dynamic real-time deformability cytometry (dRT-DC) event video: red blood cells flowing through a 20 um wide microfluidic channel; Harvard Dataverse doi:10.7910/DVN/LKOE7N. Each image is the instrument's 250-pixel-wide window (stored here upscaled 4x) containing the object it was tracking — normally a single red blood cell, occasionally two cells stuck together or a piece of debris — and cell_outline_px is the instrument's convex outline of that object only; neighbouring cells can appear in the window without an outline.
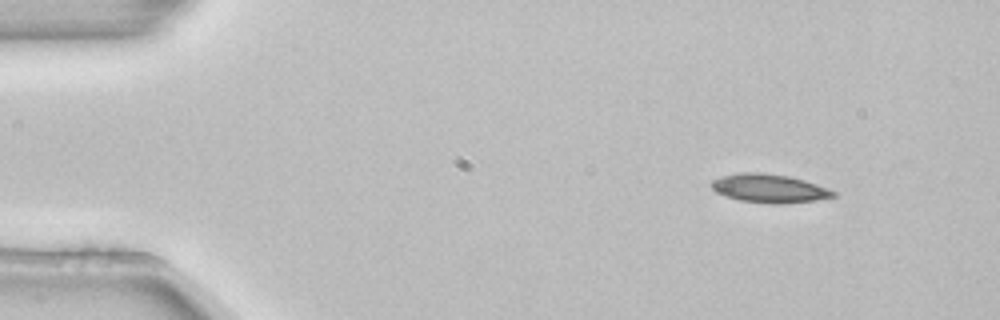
{"species": "common noctule bat (a hibernating species)", "species_latin": "Nyctalus noctula", "temperature_condition": "room temperature", "stored_images_in_passage": 6, "camera_frame_rate_fps": 3000, "um_per_image_px": 0.085, "animal": {"sex": "female", "body_mass_g": 22.7, "forearm_length_mm": 54.2}, "frame": {"image": 1, "passage_image": 1, "time_ms": 0.0, "image_size_px": [1000, 320], "cell_outline_px": [[836, 196], [816, 200], [780, 204], [776, 204], [740, 200], [724, 196], [716, 192], [708, 184], [712, 180], [720, 176], [740, 172], [760, 172], [788, 176], [804, 180], [828, 188], [836, 192]], "centroid_in_image_um": [65.34, 16.0], "position_along_channel_um": 19.7, "area_um2": 20.35}}
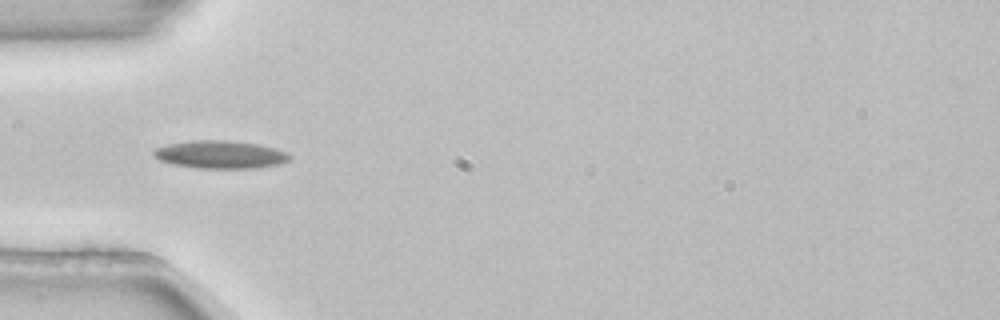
{"frame": {"image": 2, "passage_image": 4, "time_ms": 1.0, "image_size_px": [1000, 320], "cell_outline_px": [[292, 156], [288, 160], [280, 164], [256, 168], [196, 168], [172, 164], [160, 160], [152, 156], [152, 152], [156, 148], [168, 144], [192, 140], [228, 140], [260, 144], [276, 148], [288, 152]], "centroid_in_image_um": [18.74, 13.13], "position_along_channel_um": 66.3, "area_um2": 22.31}}